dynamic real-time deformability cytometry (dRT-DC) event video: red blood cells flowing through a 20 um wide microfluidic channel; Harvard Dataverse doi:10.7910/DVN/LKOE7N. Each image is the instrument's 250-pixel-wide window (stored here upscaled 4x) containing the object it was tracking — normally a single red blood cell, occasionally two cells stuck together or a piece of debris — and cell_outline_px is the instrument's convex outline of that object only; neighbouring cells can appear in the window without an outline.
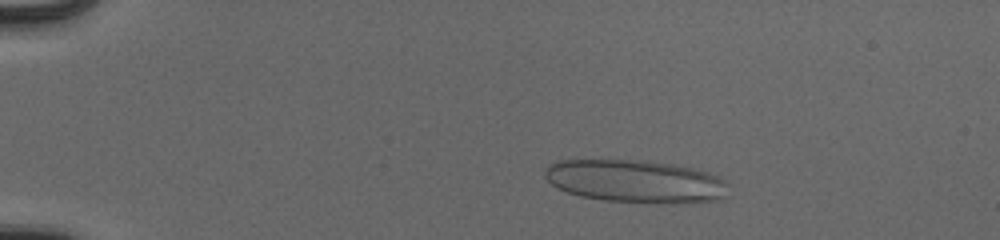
{"species": "human", "species_latin": "Homo sapiens", "temperature_condition": "cold", "stored_images_in_passage": 53, "camera_frame_rate_fps": 3000, "um_per_image_px": 0.085, "donor": {"sex": "male"}, "frame": {"image": 1, "passage_image": 10, "time_ms": 3.0, "image_size_px": [1000, 240], "cell_outline_px": [[728, 184], [724, 196], [720, 200], [604, 200], [580, 196], [556, 188], [544, 176], [544, 168], [548, 164], [556, 160], [644, 160], [676, 164], [708, 172], [720, 176]], "centroid_in_image_um": [53.92, 15.34], "position_along_channel_um": 31.1, "area_um2": 44.56}}
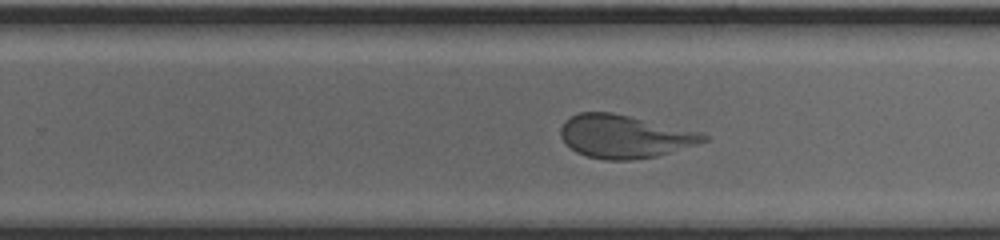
{"frame": {"image": 2, "passage_image": 35, "time_ms": 11.333, "image_size_px": [1000, 240], "cell_outline_px": [[708, 140], [696, 144], [656, 156], [632, 160], [604, 160], [588, 156], [576, 152], [560, 136], [560, 128], [564, 120], [580, 112], [612, 112], [704, 132], [708, 136]], "centroid_in_image_um": [53.09, 11.59], "position_along_channel_um": 276.7, "area_um2": 35.84}}
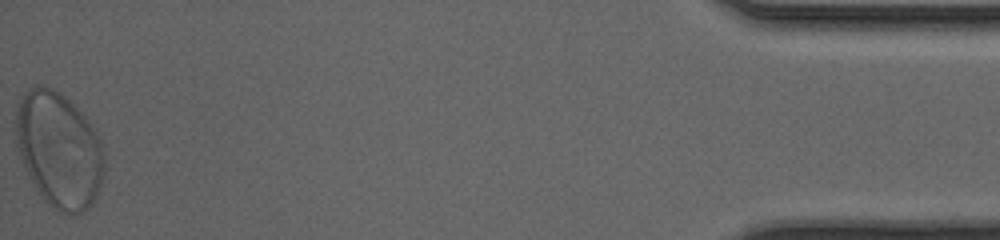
{"frame": {"image": 3, "passage_image": 53, "time_ms": 17.333, "image_size_px": [1000, 240], "cell_outline_px": [[104, 172], [96, 196], [92, 204], [88, 208], [72, 216], [60, 212], [52, 208], [44, 200], [28, 176], [20, 156], [16, 140], [16, 104], [24, 92], [28, 88], [36, 84], [44, 84], [60, 92], [84, 116], [100, 140], [104, 152]], "centroid_in_image_um": [4.99, 12.73], "position_along_channel_um": 430.2, "area_um2": 59.65}}